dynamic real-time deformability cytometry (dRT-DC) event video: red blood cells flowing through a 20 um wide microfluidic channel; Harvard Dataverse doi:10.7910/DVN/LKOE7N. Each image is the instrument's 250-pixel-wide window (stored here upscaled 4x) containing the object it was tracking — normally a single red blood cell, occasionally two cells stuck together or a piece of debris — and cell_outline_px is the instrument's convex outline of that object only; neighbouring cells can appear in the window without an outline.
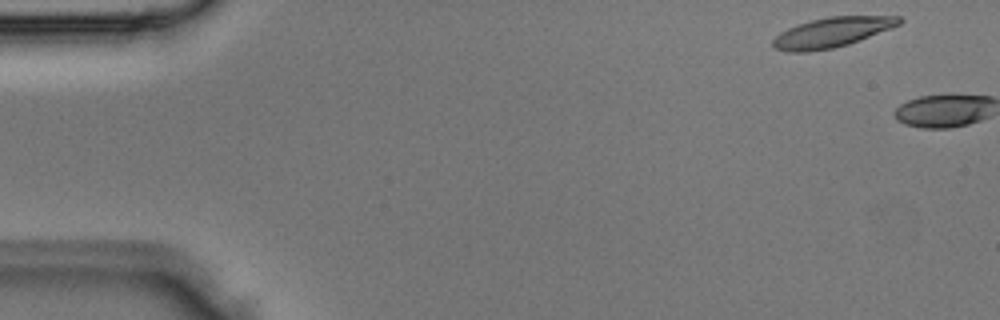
{"species": "Egyptian fruit bat (a non-hibernating species)", "species_latin": "Rousettus aegyptiacus", "temperature_condition": "room temperature", "stored_images_in_passage": 2, "camera_frame_rate_fps": 3000, "um_per_image_px": 0.085, "animal": {"sex": "male"}, "frame": {"image": 1, "passage_image": 1, "time_ms": 0.0, "image_size_px": [1000, 320], "cell_outline_px": [[904, 20], [900, 24], [892, 28], [860, 40], [848, 44], [832, 48], [808, 52], [788, 52], [776, 48], [772, 44], [772, 40], [780, 32], [788, 28], [812, 20], [828, 16], [900, 16]], "centroid_in_image_um": [70.74, 2.75], "position_along_channel_um": 14.3, "area_um2": 21.91}}